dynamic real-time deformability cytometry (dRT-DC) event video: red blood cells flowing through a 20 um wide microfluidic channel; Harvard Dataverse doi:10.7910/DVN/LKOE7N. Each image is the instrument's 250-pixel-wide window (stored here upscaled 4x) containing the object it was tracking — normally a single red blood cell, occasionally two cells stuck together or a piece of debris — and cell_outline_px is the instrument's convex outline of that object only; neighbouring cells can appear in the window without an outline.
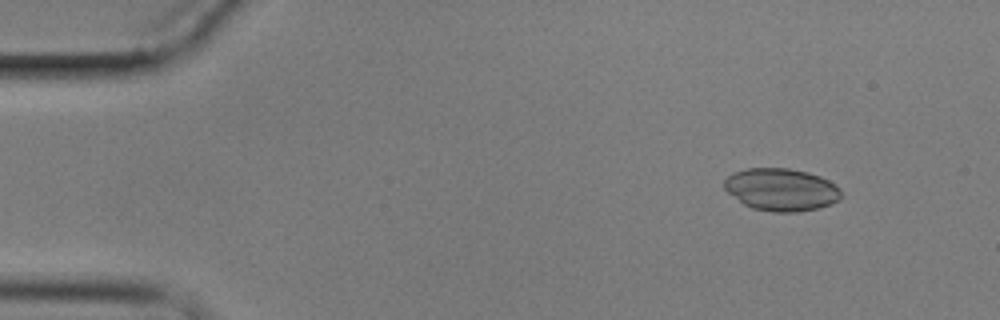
{"species": "common noctule bat (a hibernating species)", "species_latin": "Nyctalus noctula", "temperature_condition": "cold", "stored_images_in_passage": 3, "camera_frame_rate_fps": 3000, "um_per_image_px": 0.085, "animal": {"sex": "male", "body_mass_g": 17.9}, "frame": {"image": 1, "passage_image": 1, "time_ms": 0.0, "image_size_px": [1000, 320], "cell_outline_px": [[840, 200], [816, 208], [796, 212], [772, 212], [752, 208], [744, 204], [728, 192], [724, 188], [724, 180], [732, 172], [748, 168], [788, 168], [808, 172], [820, 176], [828, 180], [840, 188]], "centroid_in_image_um": [66.39, 16.1], "position_along_channel_um": 18.6, "area_um2": 28.84}}